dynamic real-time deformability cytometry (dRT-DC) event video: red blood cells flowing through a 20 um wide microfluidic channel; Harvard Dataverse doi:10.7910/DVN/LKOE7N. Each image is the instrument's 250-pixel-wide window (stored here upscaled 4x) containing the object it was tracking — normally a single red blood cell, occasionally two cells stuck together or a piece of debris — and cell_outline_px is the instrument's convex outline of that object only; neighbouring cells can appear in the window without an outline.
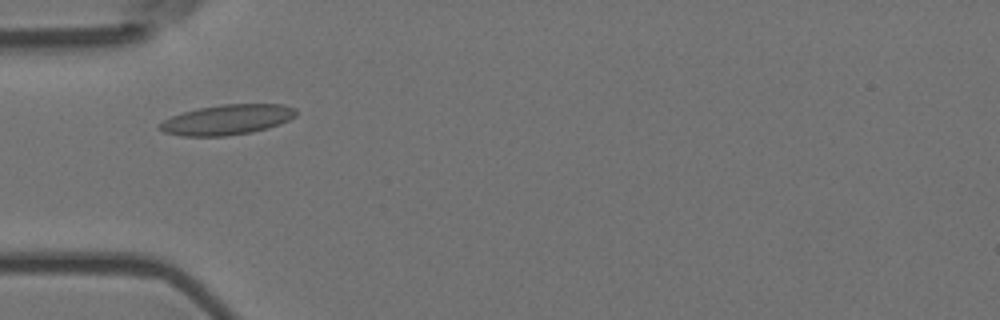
{"species": "Egyptian fruit bat (a non-hibernating species)", "species_latin": "Rousettus aegyptiacus", "temperature_condition": "room temperature", "stored_images_in_passage": 4, "camera_frame_rate_fps": 3000, "um_per_image_px": 0.085, "animal": {"sex": "female"}, "frame": {"image": 1, "passage_image": 4, "time_ms": 1.0, "image_size_px": [1000, 320], "cell_outline_px": [[296, 116], [280, 124], [268, 128], [252, 132], [224, 136], [180, 136], [164, 132], [156, 128], [156, 124], [172, 116], [196, 108], [224, 104], [284, 104], [296, 108]], "centroid_in_image_um": [19.28, 10.17], "position_along_channel_um": 65.7, "area_um2": 24.16}}